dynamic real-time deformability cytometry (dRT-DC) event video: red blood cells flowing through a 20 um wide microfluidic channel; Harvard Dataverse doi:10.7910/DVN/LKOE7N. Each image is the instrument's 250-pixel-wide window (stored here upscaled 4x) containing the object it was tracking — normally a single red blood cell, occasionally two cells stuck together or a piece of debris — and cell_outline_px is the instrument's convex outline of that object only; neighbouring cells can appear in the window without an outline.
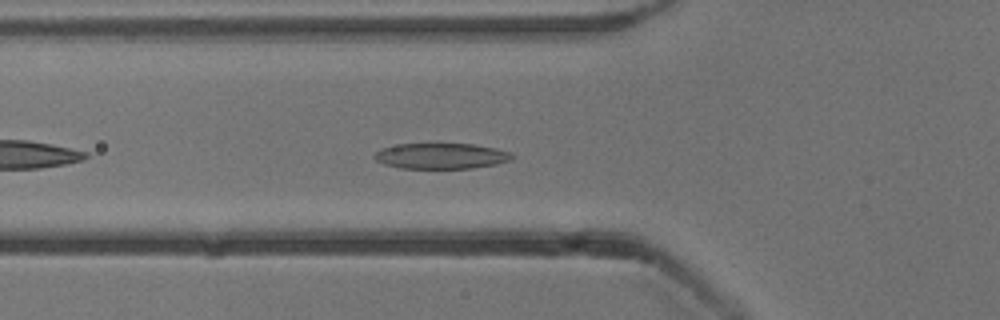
{"species": "common noctule bat (a hibernating species)", "species_latin": "Nyctalus noctula", "temperature_condition": "cold", "stored_images_in_passage": 33, "camera_frame_rate_fps": 3000, "um_per_image_px": 0.085, "animal": {"sex": "male", "body_mass_g": 13.3}, "frame": {"image": 1, "passage_image": 6, "time_ms": 1.667, "image_size_px": [1000, 320], "cell_outline_px": [[512, 160], [496, 164], [472, 168], [400, 168], [384, 164], [376, 160], [372, 156], [380, 148], [400, 144], [472, 144], [496, 148], [512, 152]], "centroid_in_image_um": [37.49, 13.26], "position_along_channel_um": 88.3, "area_um2": 20.58}}
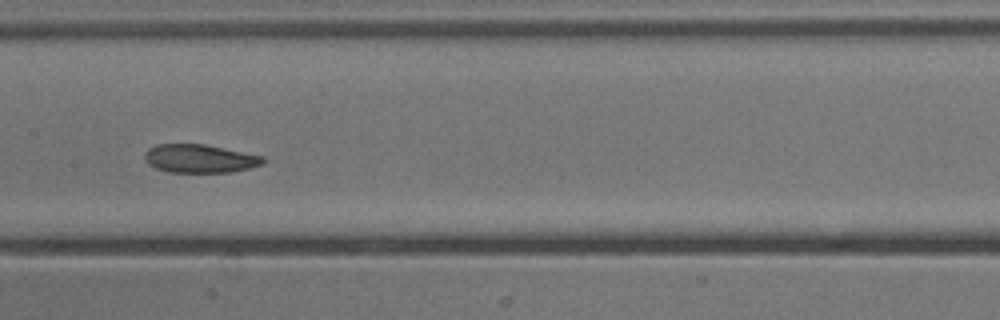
{"frame": {"image": 2, "passage_image": 14, "time_ms": 4.333, "image_size_px": [1000, 320], "cell_outline_px": [[268, 160], [264, 164], [248, 168], [228, 172], [168, 172], [156, 168], [148, 164], [144, 160], [144, 152], [148, 148], [156, 144], [204, 144], [264, 156]], "centroid_in_image_um": [16.97, 13.47], "position_along_channel_um": 190.4, "area_um2": 19.71}}
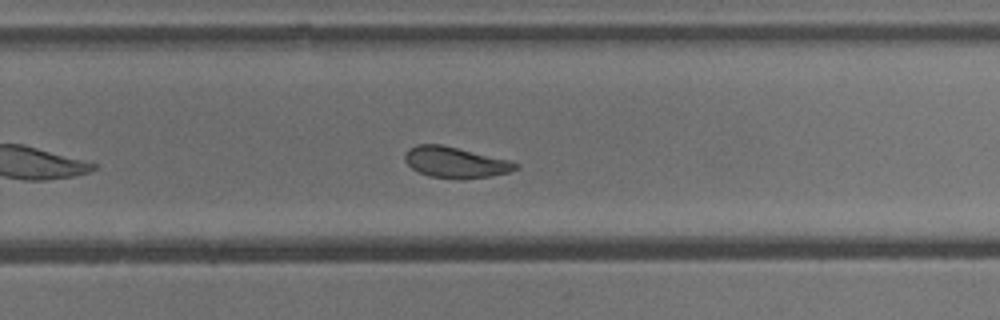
{"frame": {"image": 3, "passage_image": 22, "time_ms": 7.0, "image_size_px": [1000, 320], "cell_outline_px": [[520, 168], [508, 172], [488, 176], [428, 176], [412, 168], [404, 160], [404, 152], [408, 148], [416, 144], [440, 144], [508, 160], [520, 164]], "centroid_in_image_um": [38.66, 13.75], "position_along_channel_um": 291.1, "area_um2": 19.07}, "authors_computed_cell_mechanics": {"area_um2": 20.4034, "velocity_mm_per_s": 3.7994, "shape_relaxation_time_tau1_ms": 4.1026, "shape_relaxation_time_tau2_ms": 4.3153, "deformation_change_tau1": 0.1404, "deformation_change_tau2": 0.0898}}